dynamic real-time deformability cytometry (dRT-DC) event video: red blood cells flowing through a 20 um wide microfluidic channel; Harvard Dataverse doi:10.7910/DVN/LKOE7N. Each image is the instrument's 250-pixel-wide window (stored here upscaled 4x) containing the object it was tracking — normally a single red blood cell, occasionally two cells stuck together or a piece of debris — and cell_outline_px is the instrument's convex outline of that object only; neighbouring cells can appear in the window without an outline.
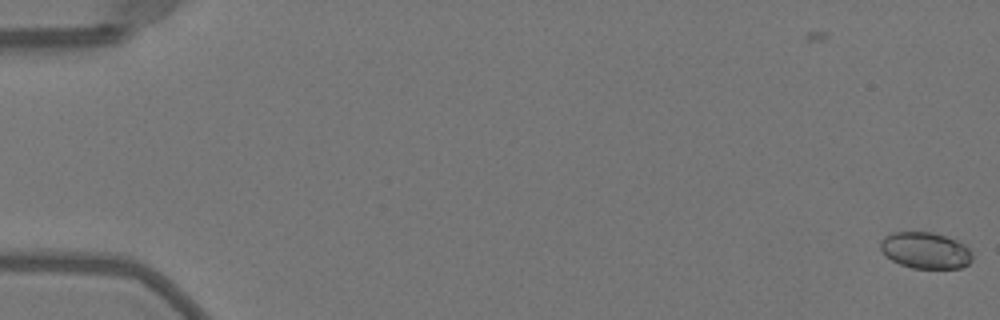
{"species": "Egyptian fruit bat (a non-hibernating species)", "species_latin": "Rousettus aegyptiacus", "temperature_condition": "warm", "stored_images_in_passage": 5, "camera_frame_rate_fps": 3000, "um_per_image_px": 0.085, "animal": {"sex": "female"}, "frame": {"image": 1, "passage_image": 5, "time_ms": 1.333, "image_size_px": [1000, 320], "cell_outline_px": [[972, 260], [968, 264], [960, 268], [912, 268], [900, 264], [892, 260], [880, 248], [880, 240], [884, 236], [892, 232], [932, 232], [956, 240], [964, 244], [972, 252]], "centroid_in_image_um": [78.67, 21.28], "position_along_channel_um": 6.3, "area_um2": 19.42}}